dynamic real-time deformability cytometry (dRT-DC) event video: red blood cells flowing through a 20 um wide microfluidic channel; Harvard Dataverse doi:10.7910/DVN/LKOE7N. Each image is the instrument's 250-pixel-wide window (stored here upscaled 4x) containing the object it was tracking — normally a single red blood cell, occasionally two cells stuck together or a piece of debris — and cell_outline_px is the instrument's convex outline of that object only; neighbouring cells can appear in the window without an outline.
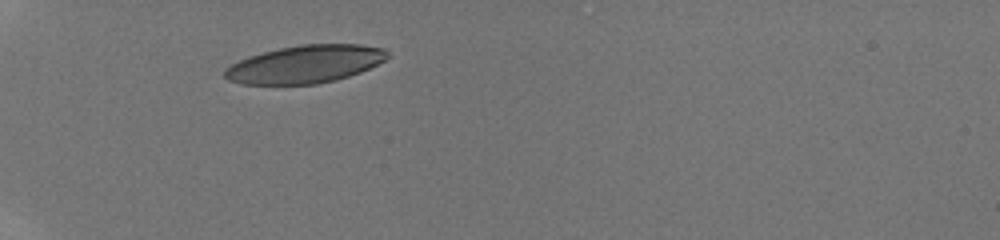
{"species": "human", "species_latin": "Homo sapiens", "temperature_condition": "room temperature", "stored_images_in_passage": 34, "camera_frame_rate_fps": 3000, "um_per_image_px": 0.085, "donor": {"sex": "male"}, "frame": {"image": 1, "passage_image": 1, "time_ms": 0.0, "image_size_px": [1000, 240], "cell_outline_px": [[388, 56], [384, 60], [360, 72], [336, 80], [316, 84], [244, 84], [228, 80], [224, 76], [224, 68], [248, 56], [280, 48], [300, 44], [360, 44], [384, 48], [388, 52]], "centroid_in_image_um": [25.93, 5.45], "position_along_channel_um": 59.1, "area_um2": 35.66}}
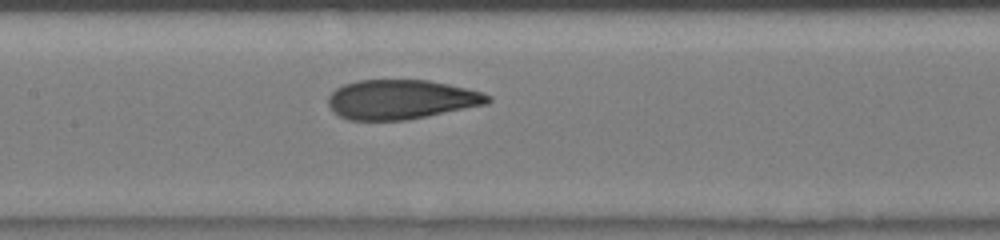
{"frame": {"image": 2, "passage_image": 11, "time_ms": 3.333, "image_size_px": [1000, 240], "cell_outline_px": [[492, 100], [488, 104], [408, 120], [348, 120], [340, 116], [328, 104], [328, 96], [336, 88], [344, 84], [360, 80], [428, 80], [448, 84], [484, 92], [492, 96]], "centroid_in_image_um": [34.14, 8.45], "position_along_channel_um": 173.3, "area_um2": 36.82}}
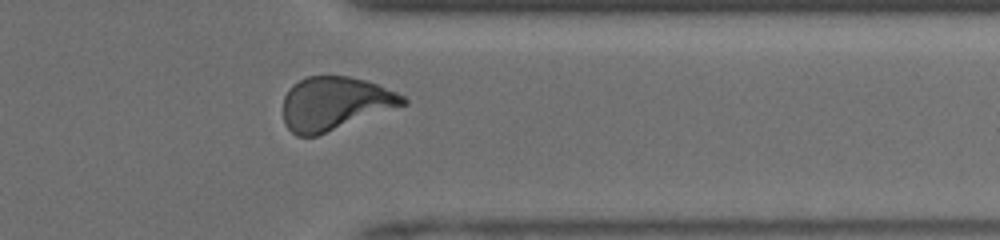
{"frame": {"image": 3, "passage_image": 26, "time_ms": 8.333, "image_size_px": [1000, 240], "cell_outline_px": [[408, 104], [316, 136], [296, 136], [284, 124], [284, 96], [288, 88], [292, 84], [308, 76], [348, 76], [364, 80], [376, 84], [396, 92], [404, 96], [408, 100]], "centroid_in_image_um": [28.46, 8.8], "position_along_channel_um": 382.9, "area_um2": 37.22}, "authors_computed_cell_mechanics": {"area_um2": 36.9053, "velocity_mm_per_s": 4.2006, "shape_relaxation_time_tau1_ms": 3.9403, "shape_relaxation_time_tau2_ms": 0.887, "deformation_change_tau1": 0.1792, "deformation_change_tau2": 0.0834}}